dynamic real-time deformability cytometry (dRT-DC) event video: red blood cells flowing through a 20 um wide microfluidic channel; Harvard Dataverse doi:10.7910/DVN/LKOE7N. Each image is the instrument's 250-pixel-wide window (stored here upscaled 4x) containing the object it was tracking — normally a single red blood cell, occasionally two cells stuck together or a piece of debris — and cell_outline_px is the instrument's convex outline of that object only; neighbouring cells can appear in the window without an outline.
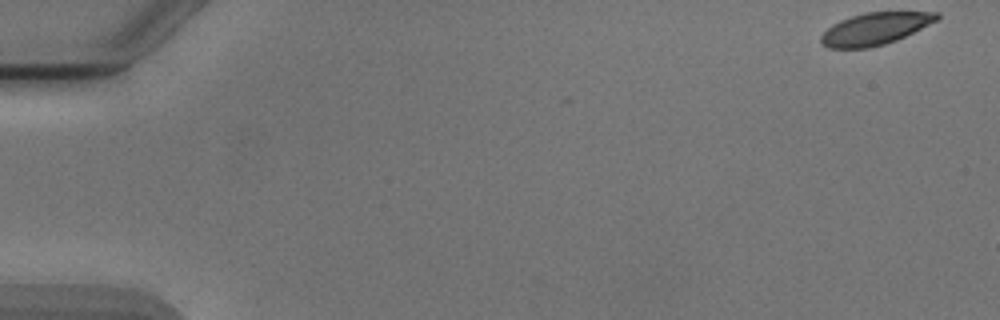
{"species": "Egyptian fruit bat (a non-hibernating species)", "species_latin": "Rousettus aegyptiacus", "temperature_condition": "cold", "stored_images_in_passage": 7, "camera_frame_rate_fps": 3000, "um_per_image_px": 0.085, "animal": {"sex": "male"}, "frame": {"image": 1, "passage_image": 1, "time_ms": 0.0, "image_size_px": [1000, 320], "cell_outline_px": [[940, 20], [896, 40], [884, 44], [868, 48], [828, 48], [820, 40], [820, 36], [832, 24], [840, 20], [864, 12], [940, 12]], "centroid_in_image_um": [74.41, 2.43], "position_along_channel_um": 10.6, "area_um2": 21.68}}